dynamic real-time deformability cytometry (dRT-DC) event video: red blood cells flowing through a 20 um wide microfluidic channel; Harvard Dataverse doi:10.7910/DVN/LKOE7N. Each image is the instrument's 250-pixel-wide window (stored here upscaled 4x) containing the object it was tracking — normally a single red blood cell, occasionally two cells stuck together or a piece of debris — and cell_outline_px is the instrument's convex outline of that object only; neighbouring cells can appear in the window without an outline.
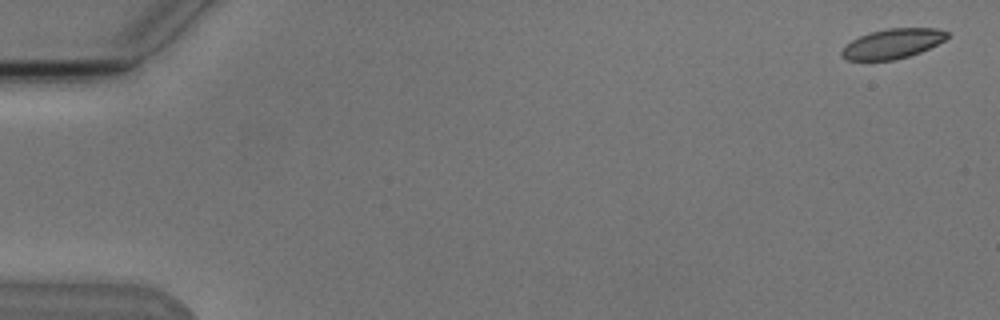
{"species": "Egyptian fruit bat (a non-hibernating species)", "species_latin": "Rousettus aegyptiacus", "temperature_condition": "cold", "stored_images_in_passage": 7, "camera_frame_rate_fps": 3000, "um_per_image_px": 0.085, "animal": {"sex": "male"}, "frame": {"image": 1, "passage_image": 1, "time_ms": 0.0, "image_size_px": [1000, 320], "cell_outline_px": [[948, 36], [944, 40], [920, 52], [896, 60], [848, 60], [840, 56], [840, 52], [852, 40], [860, 36], [872, 32], [888, 28], [936, 28], [948, 32]], "centroid_in_image_um": [75.86, 3.71], "position_along_channel_um": 9.1, "area_um2": 18.03}}
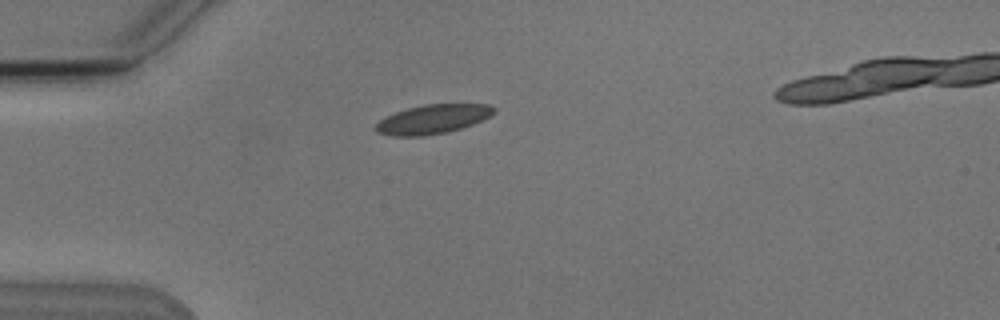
{"frame": {"image": 2, "passage_image": 5, "time_ms": 4.667, "image_size_px": [1000, 320], "cell_outline_px": [[496, 112], [472, 124], [448, 132], [424, 136], [392, 136], [376, 132], [376, 124], [380, 120], [396, 112], [408, 108], [424, 104], [488, 104], [496, 108]], "centroid_in_image_um": [36.79, 10.13], "position_along_channel_um": 48.2, "area_um2": 19.88}}